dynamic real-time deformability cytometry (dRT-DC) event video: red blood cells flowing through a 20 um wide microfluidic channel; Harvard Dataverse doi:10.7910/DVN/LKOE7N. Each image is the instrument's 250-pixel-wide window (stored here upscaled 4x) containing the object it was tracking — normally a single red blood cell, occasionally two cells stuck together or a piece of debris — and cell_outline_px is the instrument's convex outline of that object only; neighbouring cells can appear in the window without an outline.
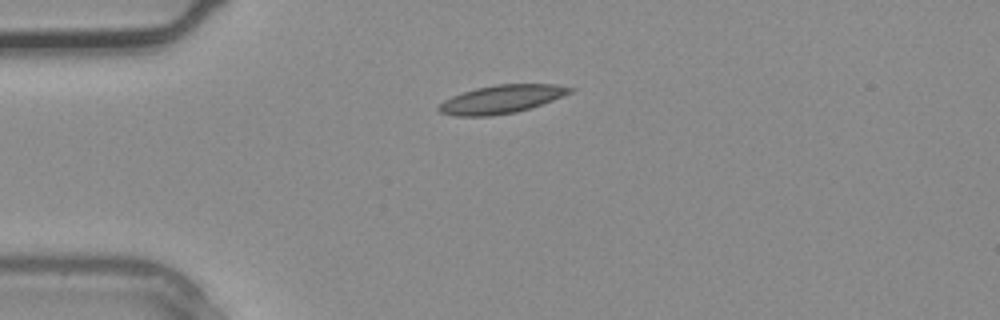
{"species": "common noctule bat (a hibernating species)", "species_latin": "Nyctalus noctula", "temperature_condition": "warm", "stored_images_in_passage": 1, "camera_frame_rate_fps": 3000, "um_per_image_px": 0.085, "animal": {"sex": "male", "body_mass_g": 20.4}, "frame": {"image": 1, "passage_image": 1, "time_ms": 0.0, "image_size_px": [1000, 320], "cell_outline_px": [[576, 88], [572, 92], [532, 108], [516, 112], [492, 116], [456, 116], [440, 112], [436, 108], [444, 100], [452, 96], [476, 88], [496, 84], [556, 84]], "centroid_in_image_um": [42.64, 8.43], "position_along_channel_um": 42.4, "area_um2": 21.62}}